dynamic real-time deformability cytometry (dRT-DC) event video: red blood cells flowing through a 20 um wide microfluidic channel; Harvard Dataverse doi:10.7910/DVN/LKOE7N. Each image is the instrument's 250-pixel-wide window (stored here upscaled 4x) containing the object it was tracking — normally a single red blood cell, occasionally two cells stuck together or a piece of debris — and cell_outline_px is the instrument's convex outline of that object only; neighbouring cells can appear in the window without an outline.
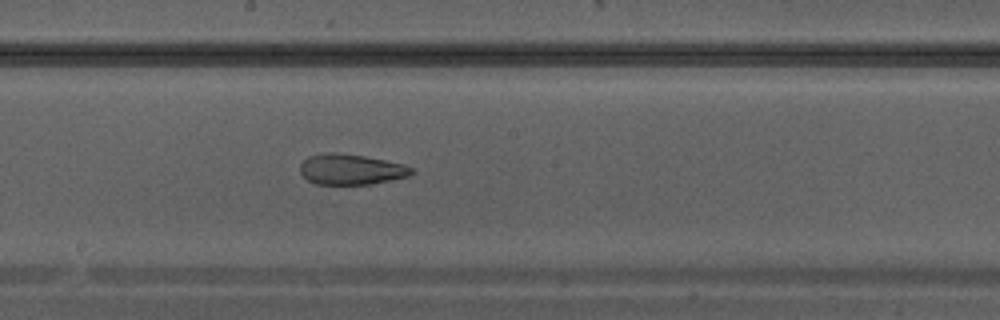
{"species": "Egyptian fruit bat (a non-hibernating species)", "species_latin": "Rousettus aegyptiacus", "temperature_condition": "warm", "stored_images_in_passage": 29, "camera_frame_rate_fps": 3000, "um_per_image_px": 0.085, "animal": {"sex": "male"}, "frame": {"image": 1, "passage_image": 13, "time_ms": 4.0, "image_size_px": [1000, 320], "cell_outline_px": [[416, 172], [408, 176], [368, 184], [316, 184], [308, 180], [300, 172], [300, 164], [308, 156], [328, 152], [336, 152], [364, 156], [404, 164], [412, 168]], "centroid_in_image_um": [29.82, 14.39], "position_along_channel_um": 218.4, "area_um2": 19.71}}